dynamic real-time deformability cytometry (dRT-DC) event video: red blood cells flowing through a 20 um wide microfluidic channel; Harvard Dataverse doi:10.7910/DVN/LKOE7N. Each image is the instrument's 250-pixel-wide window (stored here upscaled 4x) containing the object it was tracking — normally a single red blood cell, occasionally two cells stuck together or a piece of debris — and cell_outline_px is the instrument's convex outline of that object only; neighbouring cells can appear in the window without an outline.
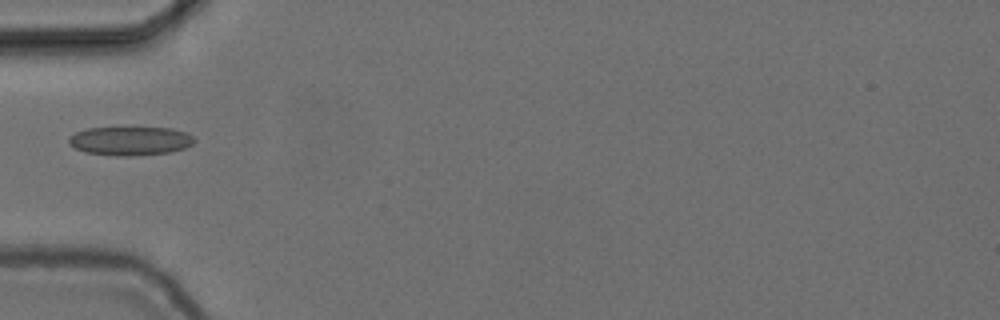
{"species": "common noctule bat (a hibernating species)", "species_latin": "Nyctalus noctula", "temperature_condition": "cold", "stored_images_in_passage": 38, "camera_frame_rate_fps": 3000, "um_per_image_px": 0.085, "animal": {"sex": "female", "body_mass_g": 24.6, "forearm_length_mm": 56.2}, "frame": {"image": 1, "passage_image": 1, "time_ms": 0.0, "image_size_px": [1000, 320], "cell_outline_px": [[196, 140], [192, 144], [184, 148], [172, 152], [132, 156], [116, 156], [84, 152], [68, 144], [68, 136], [76, 132], [88, 128], [172, 128], [188, 132]], "centroid_in_image_um": [11.07, 11.98], "position_along_channel_um": 73.9, "area_um2": 21.21}}
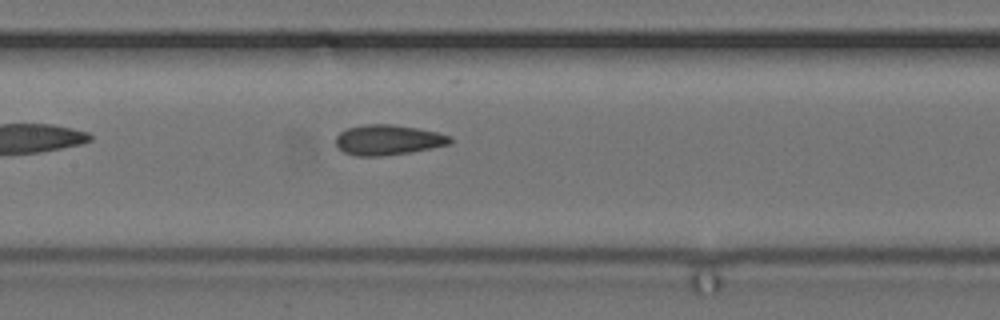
{"frame": {"image": 2, "passage_image": 9, "time_ms": 2.667, "image_size_px": [1000, 320], "cell_outline_px": [[452, 144], [432, 148], [408, 152], [380, 156], [356, 156], [344, 152], [336, 144], [336, 136], [340, 132], [348, 128], [364, 124], [392, 124], [440, 132], [452, 136]], "centroid_in_image_um": [33.02, 11.88], "position_along_channel_um": 174.4, "area_um2": 20.17}}
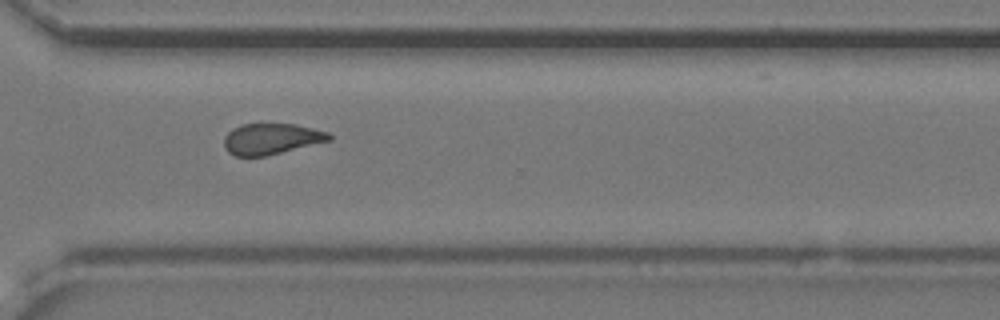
{"frame": {"image": 3, "passage_image": 23, "time_ms": 7.333, "image_size_px": [1000, 320], "cell_outline_px": [[332, 140], [264, 156], [236, 156], [228, 152], [224, 148], [224, 136], [232, 128], [244, 124], [296, 124], [328, 132], [332, 136]], "centroid_in_image_um": [23.05, 11.8], "position_along_channel_um": 347.6, "area_um2": 18.9}, "authors_computed_cell_mechanics": {"area_um2": 19.4497, "velocity_mm_per_s": 3.7206, "shape_relaxation_time_tau1_ms": 4.4374, "shape_relaxation_time_tau2_ms": 2.0499, "deformation_change_tau1": 0.0774, "deformation_change_tau2": 0.0807}}